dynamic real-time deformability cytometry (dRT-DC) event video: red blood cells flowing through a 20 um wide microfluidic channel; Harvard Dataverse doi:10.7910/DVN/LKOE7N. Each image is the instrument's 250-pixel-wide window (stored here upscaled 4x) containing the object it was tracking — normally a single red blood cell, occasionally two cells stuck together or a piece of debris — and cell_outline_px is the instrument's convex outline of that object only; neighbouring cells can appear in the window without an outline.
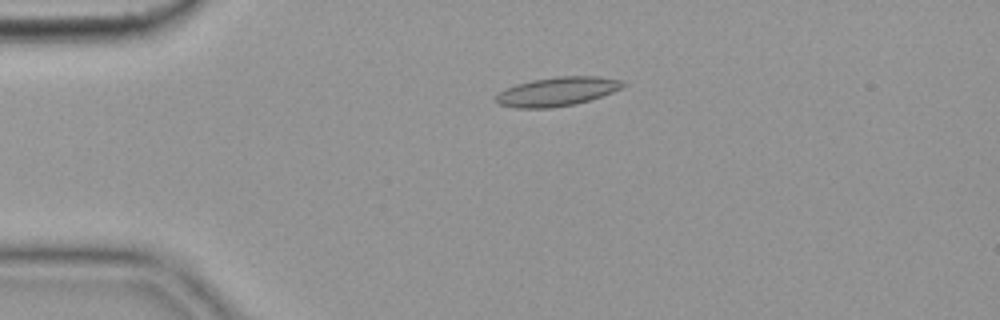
{"species": "common noctule bat (a hibernating species)", "species_latin": "Nyctalus noctula", "temperature_condition": "cold", "stored_images_in_passage": 38, "camera_frame_rate_fps": 3000, "um_per_image_px": 0.085, "animal": {"sex": "female", "body_mass_g": 19.9}, "frame": {"image": 1, "passage_image": 1, "time_ms": 0.0, "image_size_px": [1000, 320], "cell_outline_px": [[624, 84], [620, 88], [612, 92], [588, 100], [572, 104], [548, 108], [512, 108], [500, 104], [496, 100], [496, 96], [500, 92], [516, 84], [532, 80], [556, 76], [600, 76], [620, 80]], "centroid_in_image_um": [47.33, 7.77], "position_along_channel_um": 37.7, "area_um2": 21.04}}
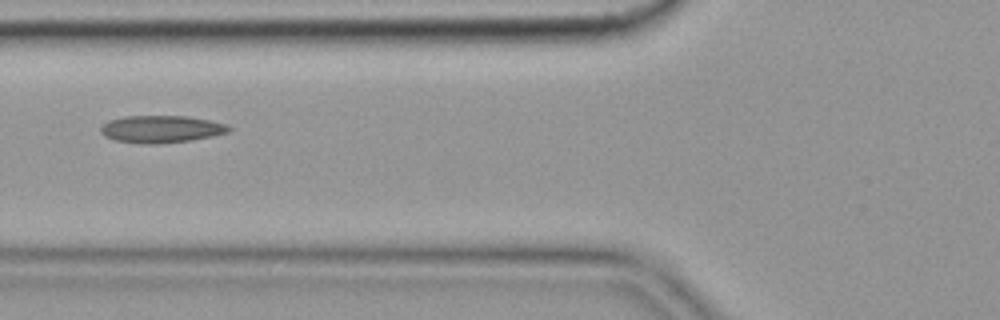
{"frame": {"image": 2, "passage_image": 10, "time_ms": 3.0, "image_size_px": [1000, 320], "cell_outline_px": [[232, 128], [228, 132], [188, 140], [148, 144], [116, 140], [104, 136], [100, 132], [100, 128], [108, 120], [124, 116], [188, 116], [208, 120], [224, 124]], "centroid_in_image_um": [13.64, 10.95], "position_along_channel_um": 112.2, "area_um2": 19.88}}
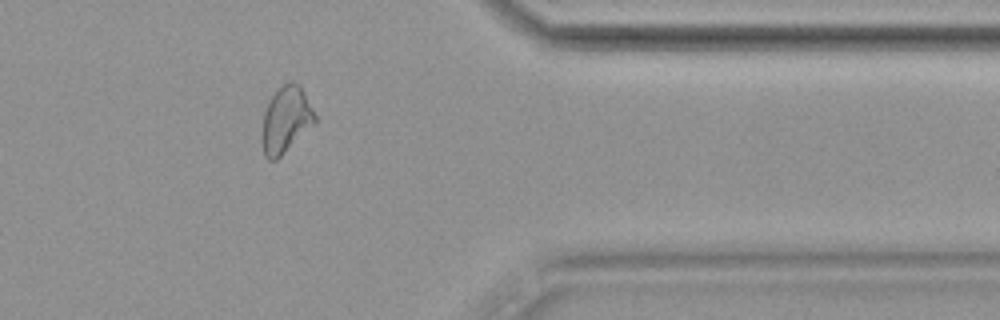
{"frame": {"image": 3, "passage_image": 34, "time_ms": 11.0, "image_size_px": [1000, 320], "cell_outline_px": [[316, 120], [276, 160], [268, 160], [264, 156], [264, 112], [276, 88], [292, 80], [300, 84], [316, 116]], "centroid_in_image_um": [24.31, 10.11], "position_along_channel_um": 387.1, "area_um2": 19.59}, "authors_computed_cell_mechanics": {"area_um2": 19.6809, "velocity_mm_per_s": 3.6311, "shape_relaxation_time_tau1_ms": null, "shape_relaxation_time_tau2_ms": 4.9515, "deformation_change_tau1": null, "deformation_change_tau2": 0.1424}}